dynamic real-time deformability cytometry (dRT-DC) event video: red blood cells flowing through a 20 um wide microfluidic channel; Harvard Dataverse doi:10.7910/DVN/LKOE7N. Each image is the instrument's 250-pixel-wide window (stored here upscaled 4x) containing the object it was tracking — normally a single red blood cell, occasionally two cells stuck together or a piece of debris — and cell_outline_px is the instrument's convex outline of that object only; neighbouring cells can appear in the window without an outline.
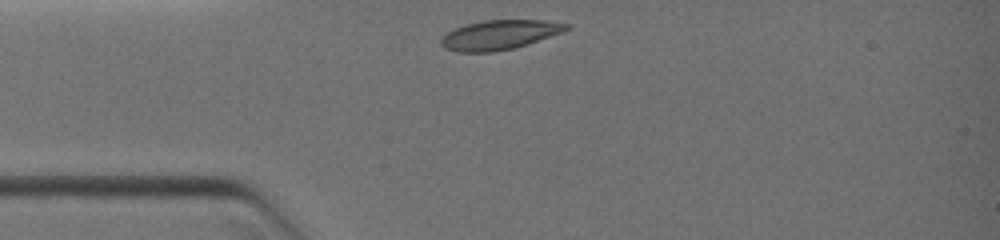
{"species": "common noctule bat (a hibernating species)", "species_latin": "Nyctalus noctula", "temperature_condition": "warm", "stored_images_in_passage": 15, "camera_frame_rate_fps": 3000, "um_per_image_px": 0.085, "animal": {"sex": "female", "body_mass_g": 19.0, "forearm_length_mm": 51.5}, "frame": {"image": 1, "passage_image": 1, "time_ms": 0.0, "image_size_px": [1000, 240], "cell_outline_px": [[572, 28], [528, 44], [516, 48], [492, 52], [456, 52], [444, 48], [440, 44], [440, 40], [448, 32], [456, 28], [468, 24], [484, 20], [544, 20], [572, 24]], "centroid_in_image_um": [42.48, 2.96], "position_along_channel_um": 42.5, "area_um2": 21.56}}
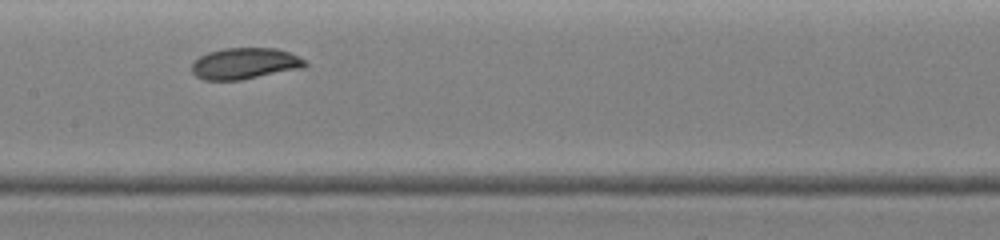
{"frame": {"image": 2, "passage_image": 7, "time_ms": 3.333, "image_size_px": [1000, 240], "cell_outline_px": [[308, 64], [304, 68], [240, 80], [204, 80], [196, 76], [192, 72], [192, 64], [200, 56], [208, 52], [224, 48], [276, 48], [288, 52], [304, 60]], "centroid_in_image_um": [20.81, 5.4], "position_along_channel_um": 186.6, "area_um2": 20.58}}
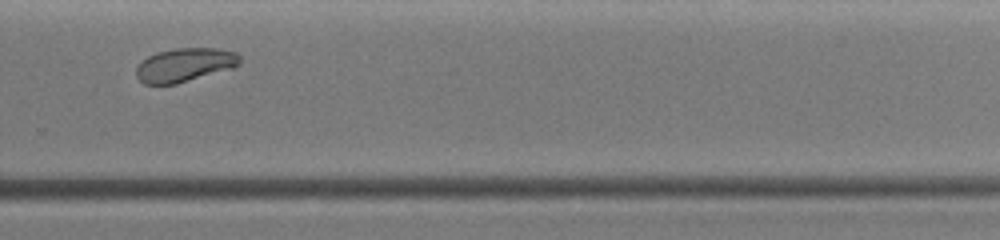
{"frame": {"image": 3, "passage_image": 12, "time_ms": 6.0, "image_size_px": [1000, 240], "cell_outline_px": [[240, 64], [232, 68], [176, 84], [144, 84], [136, 76], [136, 68], [148, 56], [156, 52], [176, 48], [216, 48], [236, 52], [240, 56]], "centroid_in_image_um": [15.71, 5.51], "position_along_channel_um": 314.1, "area_um2": 20.23}}